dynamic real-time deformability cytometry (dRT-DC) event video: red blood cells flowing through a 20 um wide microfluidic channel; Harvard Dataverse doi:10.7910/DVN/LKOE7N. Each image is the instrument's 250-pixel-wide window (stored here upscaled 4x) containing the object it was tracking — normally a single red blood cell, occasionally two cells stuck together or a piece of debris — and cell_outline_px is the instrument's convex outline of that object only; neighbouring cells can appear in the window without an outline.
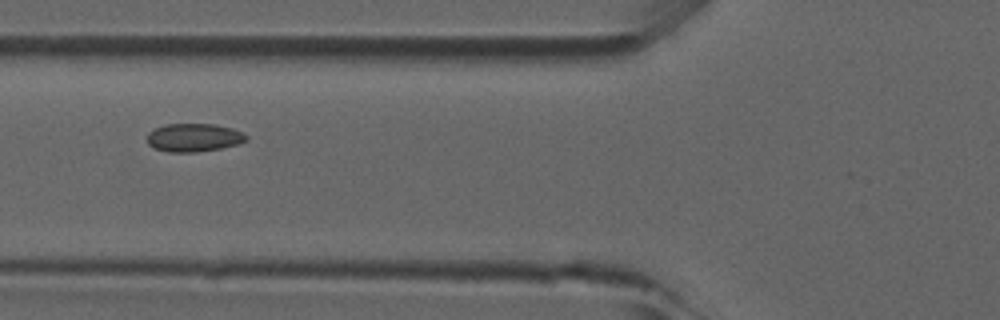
{"species": "common noctule bat (a hibernating species)", "species_latin": "Nyctalus noctula", "temperature_condition": "room temperature", "stored_images_in_passage": 33, "camera_frame_rate_fps": 3000, "um_per_image_px": 0.085, "animal": {"sex": "male", "forearm_length_mm": 52.5}, "frame": {"image": 1, "passage_image": 5, "time_ms": 1.333, "image_size_px": [1000, 320], "cell_outline_px": [[248, 140], [240, 144], [220, 148], [196, 152], [168, 152], [152, 148], [148, 144], [148, 132], [164, 124], [216, 124], [232, 128], [244, 132], [248, 136]], "centroid_in_image_um": [16.5, 11.69], "position_along_channel_um": 109.3, "area_um2": 16.53}}